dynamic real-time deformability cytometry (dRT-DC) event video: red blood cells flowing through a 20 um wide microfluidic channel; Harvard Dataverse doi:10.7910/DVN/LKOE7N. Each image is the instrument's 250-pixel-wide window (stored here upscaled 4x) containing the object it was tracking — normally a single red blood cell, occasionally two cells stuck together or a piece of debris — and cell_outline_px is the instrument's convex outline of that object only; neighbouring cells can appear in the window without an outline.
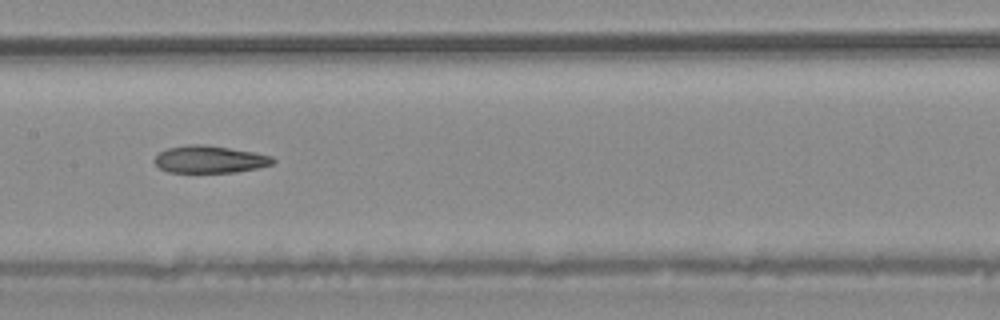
{"species": "common noctule bat (a hibernating species)", "species_latin": "Nyctalus noctula", "temperature_condition": "warm", "stored_images_in_passage": 30, "camera_frame_rate_fps": 3000, "um_per_image_px": 0.085, "animal": {"sex": "male", "body_mass_g": 20.4}, "frame": {"image": 1, "passage_image": 9, "time_ms": 2.667, "image_size_px": [1000, 320], "cell_outline_px": [[276, 160], [272, 164], [256, 168], [236, 172], [168, 172], [160, 168], [152, 160], [160, 152], [168, 148], [188, 144], [204, 144], [252, 152], [272, 156]], "centroid_in_image_um": [17.8, 13.54], "position_along_channel_um": 189.6, "area_um2": 18.67}}